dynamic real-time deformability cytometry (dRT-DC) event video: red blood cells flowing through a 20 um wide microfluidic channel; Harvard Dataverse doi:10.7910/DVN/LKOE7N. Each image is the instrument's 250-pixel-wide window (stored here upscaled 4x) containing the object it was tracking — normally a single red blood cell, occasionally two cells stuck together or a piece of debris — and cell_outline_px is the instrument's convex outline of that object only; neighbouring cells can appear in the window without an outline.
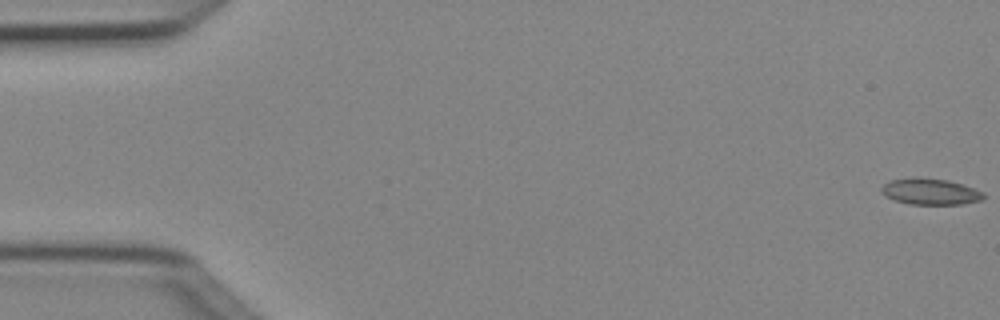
{"species": "Egyptian fruit bat (a non-hibernating species)", "species_latin": "Rousettus aegyptiacus", "temperature_condition": "cold", "stored_images_in_passage": 5, "camera_frame_rate_fps": 3000, "um_per_image_px": 0.085, "animal": {"sex": "female"}, "frame": {"image": 1, "passage_image": 1, "time_ms": 0.0, "image_size_px": [1000, 320], "cell_outline_px": [[984, 200], [960, 204], [908, 204], [884, 196], [880, 192], [880, 188], [884, 184], [892, 180], [912, 176], [916, 176], [948, 180], [984, 192]], "centroid_in_image_um": [79.04, 16.27], "position_along_channel_um": 6.0, "area_um2": 15.72}}